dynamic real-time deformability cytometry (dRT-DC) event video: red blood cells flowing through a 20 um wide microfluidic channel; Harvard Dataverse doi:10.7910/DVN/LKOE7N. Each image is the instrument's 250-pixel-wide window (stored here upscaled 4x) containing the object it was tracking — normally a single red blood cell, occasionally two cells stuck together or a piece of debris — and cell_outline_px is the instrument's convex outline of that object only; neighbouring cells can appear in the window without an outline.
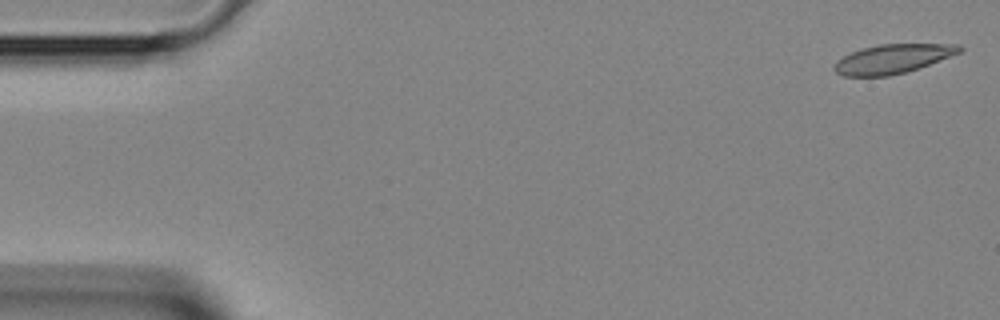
{"species": "Egyptian fruit bat (a non-hibernating species)", "species_latin": "Rousettus aegyptiacus", "temperature_condition": "room temperature", "stored_images_in_passage": 8, "camera_frame_rate_fps": 3000, "um_per_image_px": 0.085, "animal": {"sex": "female"}, "frame": {"image": 1, "passage_image": 1, "time_ms": 0.0, "image_size_px": [1000, 320], "cell_outline_px": [[964, 48], [960, 52], [928, 64], [904, 72], [888, 76], [844, 76], [836, 72], [832, 68], [836, 60], [852, 52], [864, 48], [880, 44], [960, 44]], "centroid_in_image_um": [75.84, 5.0], "position_along_channel_um": 9.2, "area_um2": 20.92}}